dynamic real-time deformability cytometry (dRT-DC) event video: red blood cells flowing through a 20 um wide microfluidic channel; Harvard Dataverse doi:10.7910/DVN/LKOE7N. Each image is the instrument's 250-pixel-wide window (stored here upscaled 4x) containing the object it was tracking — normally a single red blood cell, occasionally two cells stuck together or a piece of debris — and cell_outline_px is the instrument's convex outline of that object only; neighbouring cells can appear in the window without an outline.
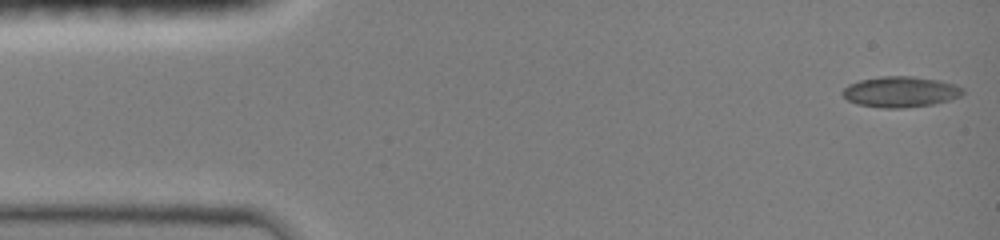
{"species": "common noctule bat (a hibernating species)", "species_latin": "Nyctalus noctula", "temperature_condition": "room temperature", "stored_images_in_passage": 47, "camera_frame_rate_fps": 3000, "um_per_image_px": 0.085, "animal": {"sex": "female", "body_mass_g": 19.0, "forearm_length_mm": 51.5}, "frame": {"image": 1, "passage_image": 1, "time_ms": 0.0, "image_size_px": [1000, 240], "cell_outline_px": [[964, 92], [960, 96], [948, 100], [932, 104], [904, 108], [884, 108], [856, 104], [848, 100], [840, 92], [848, 84], [860, 80], [884, 76], [912, 76], [940, 80], [956, 84], [964, 88]], "centroid_in_image_um": [76.54, 7.8], "position_along_channel_um": 8.5, "area_um2": 21.62}}
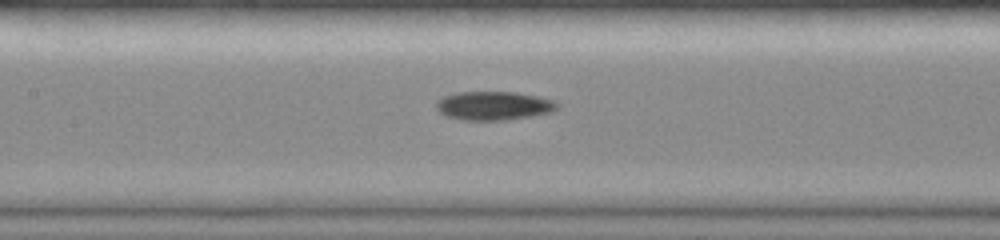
{"frame": {"image": 2, "passage_image": 21, "time_ms": 6.667, "image_size_px": [1000, 240], "cell_outline_px": [[560, 108], [552, 112], [532, 116], [508, 120], [460, 120], [448, 116], [440, 112], [436, 108], [436, 100], [444, 96], [456, 92], [516, 92], [536, 96], [552, 100], [560, 104]], "centroid_in_image_um": [41.98, 8.99], "position_along_channel_um": 165.4, "area_um2": 20.4}}
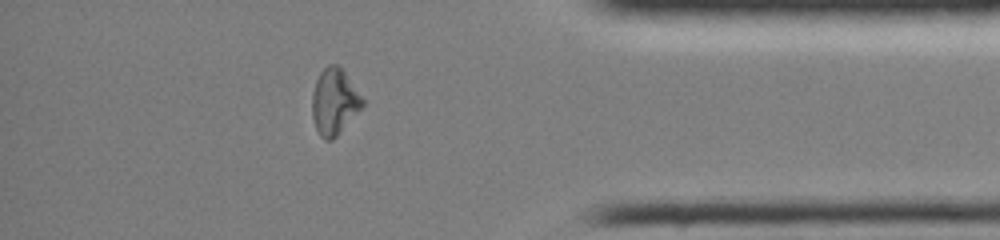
{"frame": {"image": 3, "passage_image": 40, "time_ms": 13.0, "image_size_px": [1000, 240], "cell_outline_px": [[364, 104], [336, 136], [332, 140], [324, 140], [320, 136], [316, 128], [312, 116], [312, 92], [316, 80], [320, 72], [328, 64], [336, 64], [344, 72], [364, 100]], "centroid_in_image_um": [28.38, 8.64], "position_along_channel_um": 406.8, "area_um2": 19.02}, "authors_computed_cell_mechanics": {"area_um2": 19.7098, "velocity_mm_per_s": 4.0619, "shape_relaxation_time_tau1_ms": null, "shape_relaxation_time_tau2_ms": 6.5883, "deformation_change_tau1": null, "deformation_change_tau2": 0.1183}}